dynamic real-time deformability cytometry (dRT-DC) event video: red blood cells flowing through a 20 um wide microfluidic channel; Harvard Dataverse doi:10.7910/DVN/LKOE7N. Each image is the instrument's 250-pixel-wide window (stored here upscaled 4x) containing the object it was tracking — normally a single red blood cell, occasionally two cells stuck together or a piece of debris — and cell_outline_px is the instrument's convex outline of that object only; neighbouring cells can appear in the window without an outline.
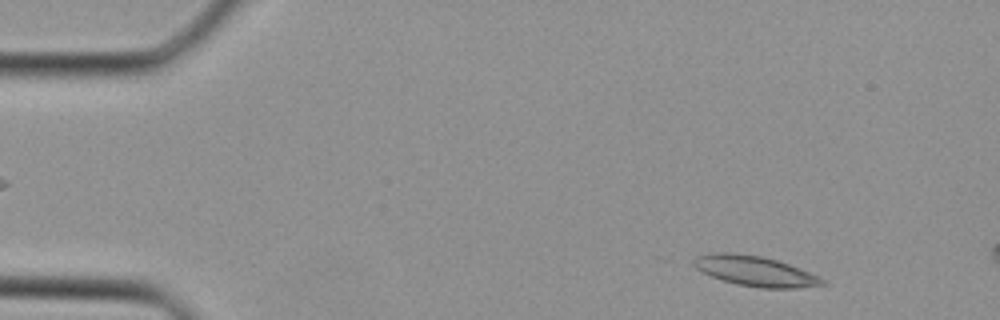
{"species": "Egyptian fruit bat (a non-hibernating species)", "species_latin": "Rousettus aegyptiacus", "temperature_condition": "cold", "stored_images_in_passage": 9, "camera_frame_rate_fps": 3000, "um_per_image_px": 0.085, "animal": {"sex": "female"}, "frame": {"image": 1, "passage_image": 3, "time_ms": 0.667, "image_size_px": [1000, 320], "cell_outline_px": [[828, 284], [796, 288], [760, 288], [736, 284], [712, 276], [696, 268], [692, 264], [692, 260], [696, 256], [712, 252], [732, 252], [760, 256], [776, 260], [800, 268], [820, 276]], "centroid_in_image_um": [64.19, 23.03], "position_along_channel_um": 20.8, "area_um2": 22.6}}